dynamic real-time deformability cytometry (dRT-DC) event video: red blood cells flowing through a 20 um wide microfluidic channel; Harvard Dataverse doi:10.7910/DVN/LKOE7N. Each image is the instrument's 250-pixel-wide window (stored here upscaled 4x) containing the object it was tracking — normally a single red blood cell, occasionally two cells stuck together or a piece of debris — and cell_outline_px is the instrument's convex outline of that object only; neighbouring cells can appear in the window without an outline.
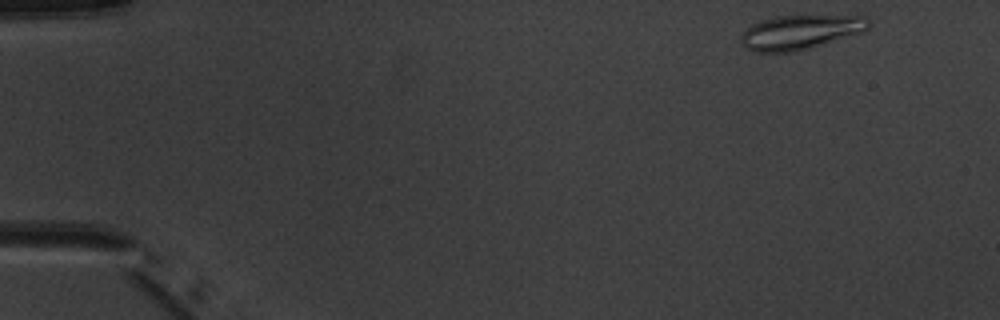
{"species": "common noctule bat (a hibernating species)", "species_latin": "Nyctalus noctula", "temperature_condition": "warm", "stored_images_in_passage": 4, "camera_frame_rate_fps": 3000, "um_per_image_px": 0.085, "animal": {"sex": "male", "body_mass_g": 20.1, "forearm_length_mm": 53.5}, "frame": {"image": 1, "passage_image": 1, "time_ms": 0.0, "image_size_px": [1000, 320], "cell_outline_px": [[872, 20], [868, 28], [864, 32], [808, 48], [792, 52], [756, 52], [744, 48], [740, 44], [740, 36], [752, 24], [760, 20], [776, 16], [864, 16]], "centroid_in_image_um": [68.01, 2.73], "position_along_channel_um": 17.0, "area_um2": 25.55}}
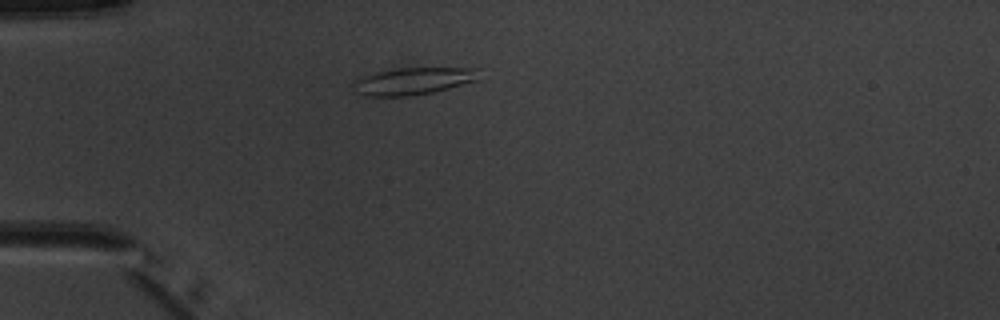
{"frame": {"image": 2, "passage_image": 4, "time_ms": 3.333, "image_size_px": [1000, 320], "cell_outline_px": [[480, 80], [432, 92], [408, 96], [364, 96], [356, 92], [352, 84], [352, 80], [376, 72], [400, 68], [480, 68]], "centroid_in_image_um": [35.14, 6.89], "position_along_channel_um": 49.9, "area_um2": 20.0}}